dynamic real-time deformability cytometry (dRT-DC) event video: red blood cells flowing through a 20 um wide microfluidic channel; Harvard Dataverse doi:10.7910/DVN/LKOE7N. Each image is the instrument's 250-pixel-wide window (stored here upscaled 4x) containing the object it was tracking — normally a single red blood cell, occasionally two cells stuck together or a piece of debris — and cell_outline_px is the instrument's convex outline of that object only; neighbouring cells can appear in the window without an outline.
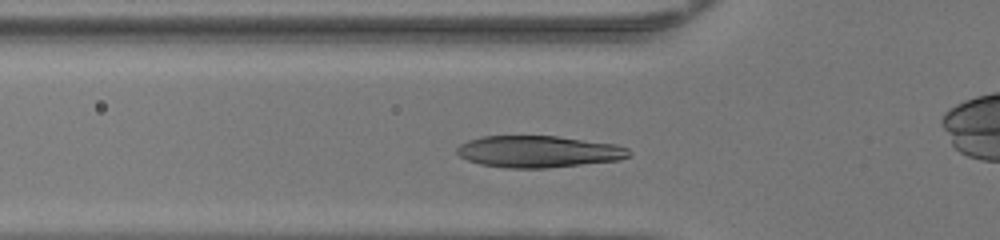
{"species": "human", "species_latin": "Homo sapiens", "temperature_condition": "warm", "stored_images_in_passage": 36, "camera_frame_rate_fps": 3000, "um_per_image_px": 0.085, "donor": {"sex": "female"}, "frame": {"image": 1, "passage_image": 11, "time_ms": 3.333, "image_size_px": [1000, 240], "cell_outline_px": [[632, 156], [620, 160], [548, 168], [508, 168], [480, 164], [468, 160], [460, 156], [456, 152], [456, 148], [460, 144], [468, 140], [484, 136], [556, 136], [616, 144], [628, 148], [632, 152]], "centroid_in_image_um": [45.81, 12.89], "position_along_channel_um": 80.0, "area_um2": 31.96}}
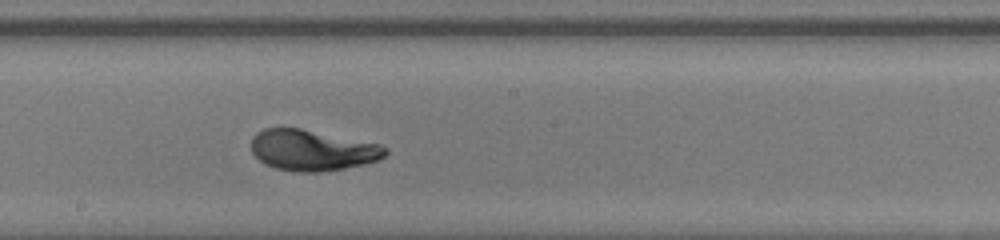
{"frame": {"image": 2, "passage_image": 21, "time_ms": 6.667, "image_size_px": [1000, 240], "cell_outline_px": [[388, 152], [384, 156], [376, 160], [364, 164], [344, 168], [320, 172], [296, 172], [276, 168], [264, 164], [252, 152], [252, 136], [256, 132], [264, 128], [300, 128], [380, 144], [388, 148]], "centroid_in_image_um": [26.53, 12.77], "position_along_channel_um": 221.7, "area_um2": 31.85}}
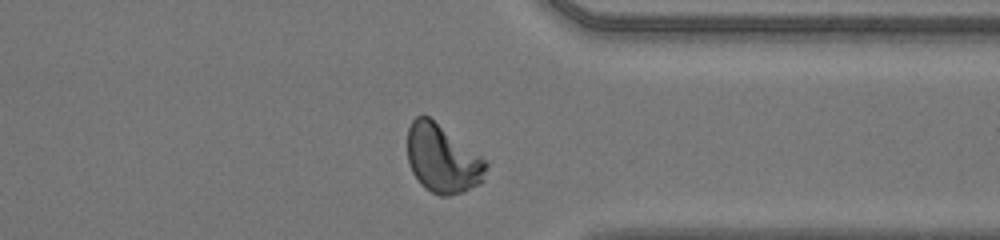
{"frame": {"image": 3, "passage_image": 32, "time_ms": 10.333, "image_size_px": [1000, 240], "cell_outline_px": [[488, 164], [484, 180], [480, 184], [464, 192], [448, 196], [440, 196], [424, 188], [420, 184], [412, 172], [408, 164], [408, 128], [412, 120], [416, 116], [428, 116], [480, 156]], "centroid_in_image_um": [37.6, 13.54], "position_along_channel_um": 373.8, "area_um2": 31.04}, "authors_computed_cell_mechanics": {"area_um2": 31.3565, "velocity_mm_per_s": 4.2525, "shape_relaxation_time_tau1_ms": 2.4788, "shape_relaxation_time_tau2_ms": null, "deformation_change_tau1": 0.1763, "deformation_change_tau2": null}}